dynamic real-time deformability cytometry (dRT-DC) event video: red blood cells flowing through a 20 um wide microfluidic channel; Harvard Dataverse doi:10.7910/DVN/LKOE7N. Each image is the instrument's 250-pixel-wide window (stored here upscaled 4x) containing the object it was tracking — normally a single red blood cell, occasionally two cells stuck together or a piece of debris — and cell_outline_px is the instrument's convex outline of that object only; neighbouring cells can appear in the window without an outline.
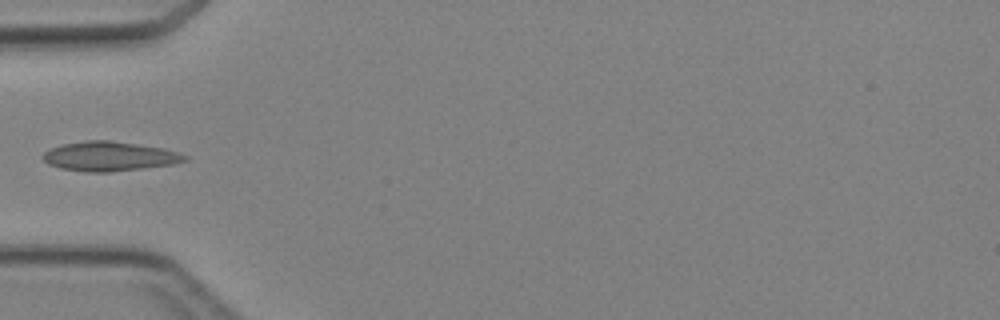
{"species": "Egyptian fruit bat (a non-hibernating species)", "species_latin": "Rousettus aegyptiacus", "temperature_condition": "cold", "stored_images_in_passage": 4, "camera_frame_rate_fps": 3000, "um_per_image_px": 0.085, "animal": {"sex": "female"}, "frame": {"image": 1, "passage_image": 4, "time_ms": 3.667, "image_size_px": [1000, 320], "cell_outline_px": [[188, 160], [172, 164], [108, 172], [88, 172], [60, 168], [48, 164], [40, 156], [44, 152], [52, 148], [64, 144], [84, 140], [108, 140], [164, 148], [180, 152], [188, 156]], "centroid_in_image_um": [9.3, 13.28], "position_along_channel_um": 75.7, "area_um2": 24.22}}